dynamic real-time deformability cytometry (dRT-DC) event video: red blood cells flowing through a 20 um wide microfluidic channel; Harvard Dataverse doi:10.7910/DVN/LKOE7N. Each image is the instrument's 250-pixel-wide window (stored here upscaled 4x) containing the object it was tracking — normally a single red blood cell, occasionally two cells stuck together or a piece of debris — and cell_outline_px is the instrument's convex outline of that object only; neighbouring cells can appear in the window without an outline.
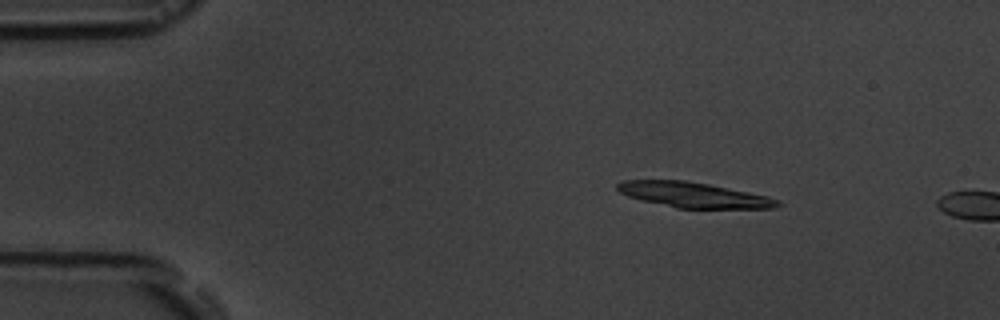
{"species": "common noctule bat (a hibernating species)", "species_latin": "Nyctalus noctula", "temperature_condition": "room temperature", "stored_images_in_passage": 2, "camera_frame_rate_fps": 3000, "um_per_image_px": 0.085, "animal": {"sex": "male", "body_mass_g": 19.5, "forearm_length_mm": 54.6}, "frame": {"image": 1, "passage_image": 1, "time_ms": 0.0, "image_size_px": [1000, 320], "cell_outline_px": [[784, 204], [776, 208], [676, 208], [640, 200], [628, 196], [620, 192], [616, 188], [616, 184], [624, 180], [684, 180], [708, 184], [768, 196], [780, 200]], "centroid_in_image_um": [58.97, 16.57], "position_along_channel_um": 26.0, "area_um2": 23.64}}